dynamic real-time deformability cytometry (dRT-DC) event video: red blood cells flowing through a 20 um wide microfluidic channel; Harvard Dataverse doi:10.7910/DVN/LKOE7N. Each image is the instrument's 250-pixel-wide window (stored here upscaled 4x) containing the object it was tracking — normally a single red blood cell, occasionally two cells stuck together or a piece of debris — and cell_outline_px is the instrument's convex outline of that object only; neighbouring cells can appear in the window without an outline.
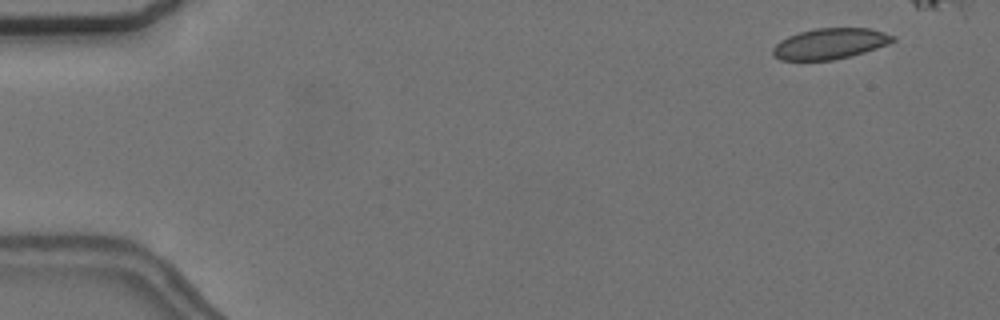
{"species": "common noctule bat (a hibernating species)", "species_latin": "Nyctalus noctula", "temperature_condition": "cold", "stored_images_in_passage": 5, "camera_frame_rate_fps": 3000, "um_per_image_px": 0.085, "animal": {"sex": "female", "body_mass_g": 24.6, "forearm_length_mm": 56.2}, "frame": {"image": 1, "passage_image": 1, "time_ms": 0.0, "image_size_px": [1000, 320], "cell_outline_px": [[896, 40], [888, 44], [852, 56], [832, 60], [780, 60], [772, 56], [772, 48], [780, 40], [788, 36], [800, 32], [816, 28], [872, 28], [896, 36]], "centroid_in_image_um": [70.55, 3.71], "position_along_channel_um": 14.4, "area_um2": 21.68}}